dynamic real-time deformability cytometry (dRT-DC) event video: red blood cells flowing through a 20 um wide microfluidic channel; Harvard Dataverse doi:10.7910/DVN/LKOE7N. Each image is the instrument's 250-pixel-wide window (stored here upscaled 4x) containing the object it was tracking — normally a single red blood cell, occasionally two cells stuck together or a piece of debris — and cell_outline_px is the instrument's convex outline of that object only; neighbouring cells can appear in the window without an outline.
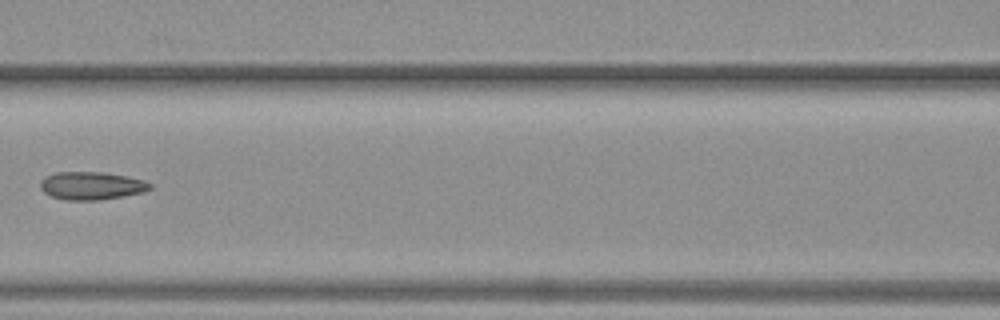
{"species": "common noctule bat (a hibernating species)", "species_latin": "Nyctalus noctula", "temperature_condition": "warm", "stored_images_in_passage": 4, "camera_frame_rate_fps": 3000, "um_per_image_px": 0.085, "animal": {"sex": "female", "body_mass_g": 19.3, "forearm_length_mm": 54.1}, "frame": {"image": 1, "passage_image": 3, "time_ms": 2.333, "image_size_px": [1000, 320], "cell_outline_px": [[152, 188], [144, 192], [124, 196], [100, 200], [64, 200], [52, 196], [44, 192], [40, 188], [40, 184], [44, 176], [56, 172], [104, 172], [144, 180], [152, 184]], "centroid_in_image_um": [7.78, 15.79], "position_along_channel_um": 158.8, "area_um2": 17.92}}
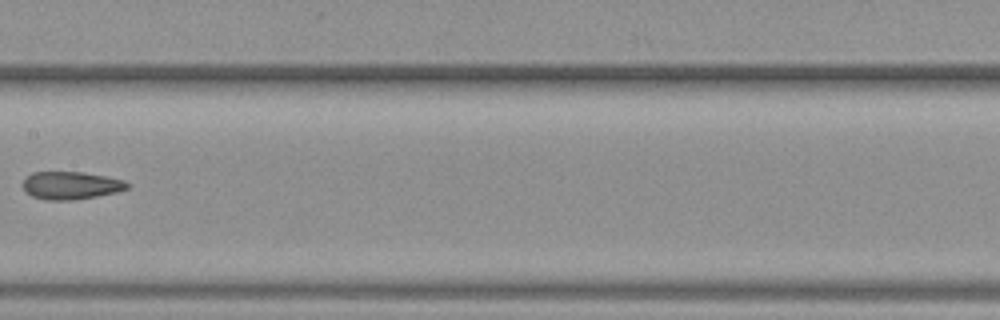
{"frame": {"image": 2, "passage_image": 4, "time_ms": 3.333, "image_size_px": [1000, 320], "cell_outline_px": [[132, 184], [128, 188], [116, 192], [96, 196], [72, 200], [44, 200], [32, 196], [20, 184], [24, 176], [32, 172], [84, 172], [124, 180]], "centroid_in_image_um": [5.99, 15.75], "position_along_channel_um": 201.4, "area_um2": 17.05}}